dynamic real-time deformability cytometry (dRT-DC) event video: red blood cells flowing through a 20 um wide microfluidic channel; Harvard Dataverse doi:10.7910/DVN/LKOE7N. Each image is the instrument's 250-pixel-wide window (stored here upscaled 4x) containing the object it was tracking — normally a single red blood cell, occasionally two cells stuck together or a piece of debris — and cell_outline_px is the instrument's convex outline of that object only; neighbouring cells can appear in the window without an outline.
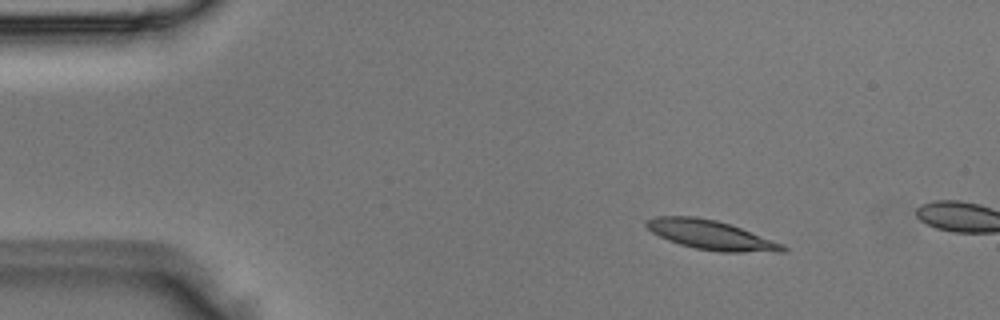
{"species": "Egyptian fruit bat (a non-hibernating species)", "species_latin": "Rousettus aegyptiacus", "temperature_condition": "room temperature", "stored_images_in_passage": 2, "camera_frame_rate_fps": 3000, "um_per_image_px": 0.085, "animal": {"sex": "male"}, "frame": {"image": 1, "passage_image": 1, "time_ms": 0.0, "image_size_px": [1000, 320], "cell_outline_px": [[788, 248], [784, 252], [720, 252], [696, 248], [680, 244], [668, 240], [652, 232], [644, 224], [644, 220], [656, 216], [696, 216], [716, 220], [740, 228], [784, 244]], "centroid_in_image_um": [60.42, 19.97], "position_along_channel_um": 24.6, "area_um2": 23.18}}